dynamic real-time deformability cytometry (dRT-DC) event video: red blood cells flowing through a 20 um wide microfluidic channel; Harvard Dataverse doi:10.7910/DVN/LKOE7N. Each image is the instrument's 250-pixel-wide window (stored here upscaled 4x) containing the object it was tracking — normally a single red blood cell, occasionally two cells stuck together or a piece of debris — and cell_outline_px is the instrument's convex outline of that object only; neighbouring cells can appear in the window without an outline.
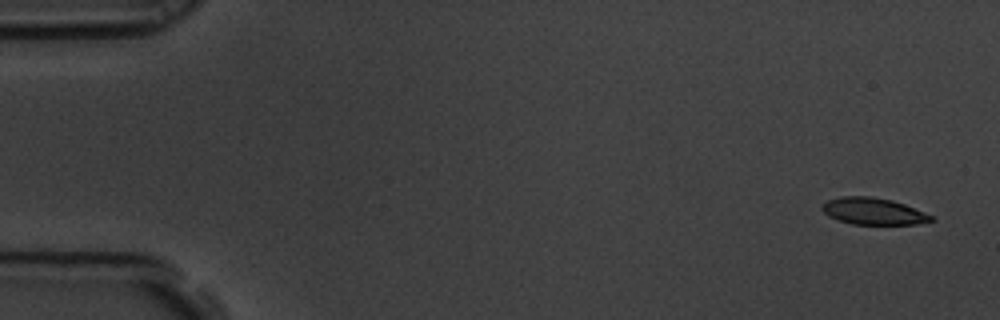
{"species": "common noctule bat (a hibernating species)", "species_latin": "Nyctalus noctula", "temperature_condition": "room temperature", "stored_images_in_passage": 5, "camera_frame_rate_fps": 3000, "um_per_image_px": 0.085, "animal": {"sex": "male", "body_mass_g": 19.5, "forearm_length_mm": 54.6}, "frame": {"image": 1, "passage_image": 1, "time_ms": 0.0, "image_size_px": [1000, 320], "cell_outline_px": [[936, 220], [916, 224], [852, 224], [828, 216], [820, 208], [828, 200], [840, 196], [872, 196], [892, 200], [904, 204], [932, 216]], "centroid_in_image_um": [74.22, 17.95], "position_along_channel_um": 10.8, "area_um2": 16.88}}
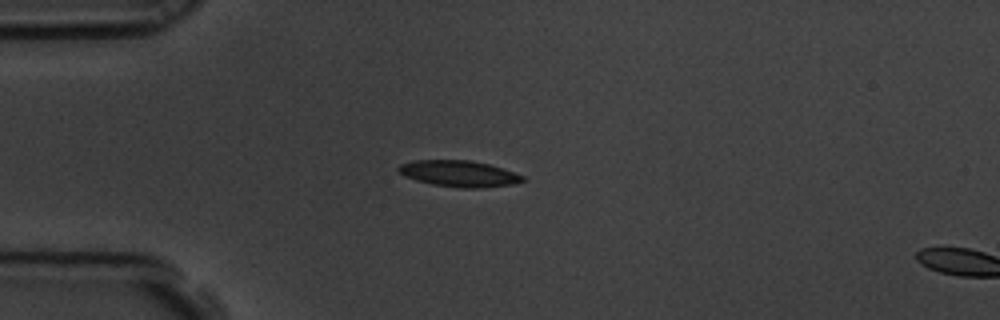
{"frame": {"image": 2, "passage_image": 4, "time_ms": 1.0, "image_size_px": [1000, 320], "cell_outline_px": [[528, 180], [512, 184], [480, 188], [464, 188], [432, 184], [416, 180], [404, 176], [396, 168], [400, 164], [416, 160], [468, 160], [488, 164], [524, 176]], "centroid_in_image_um": [39.01, 14.76], "position_along_channel_um": 46.0, "area_um2": 18.79}}